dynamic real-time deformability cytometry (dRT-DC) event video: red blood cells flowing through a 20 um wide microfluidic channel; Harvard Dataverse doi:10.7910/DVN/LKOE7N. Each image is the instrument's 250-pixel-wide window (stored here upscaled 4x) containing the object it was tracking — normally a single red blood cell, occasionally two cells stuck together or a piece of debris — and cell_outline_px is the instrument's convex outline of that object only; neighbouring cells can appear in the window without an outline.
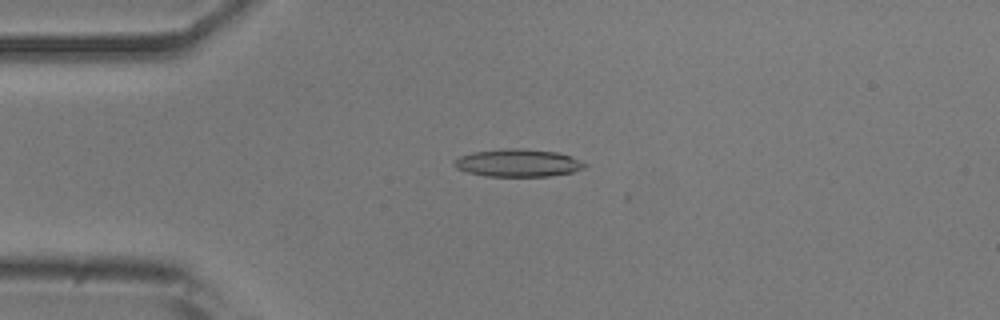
{"species": "common noctule bat (a hibernating species)", "species_latin": "Nyctalus noctula", "temperature_condition": "room temperature", "stored_images_in_passage": 51, "camera_frame_rate_fps": 3000, "um_per_image_px": 0.085, "animal": {"sex": "male", "body_mass_g": 20.5, "forearm_length_mm": 52.5}, "frame": {"image": 1, "passage_image": 12, "time_ms": 3.667, "image_size_px": [1000, 320], "cell_outline_px": [[588, 164], [584, 168], [572, 172], [552, 176], [484, 176], [468, 172], [456, 168], [452, 164], [460, 156], [472, 152], [504, 148], [520, 148], [556, 152], [572, 156]], "centroid_in_image_um": [44.04, 13.85], "position_along_channel_um": 41.0, "area_um2": 21.1}}
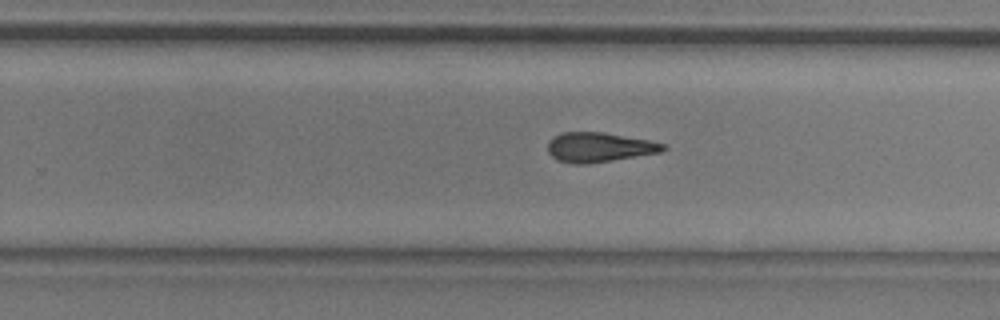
{"frame": {"image": 2, "passage_image": 32, "time_ms": 10.333, "image_size_px": [1000, 320], "cell_outline_px": [[668, 148], [660, 152], [588, 164], [572, 164], [556, 160], [548, 152], [548, 144], [552, 136], [560, 132], [604, 132], [648, 140], [664, 144]], "centroid_in_image_um": [50.88, 12.51], "position_along_channel_um": 278.9, "area_um2": 19.94}}
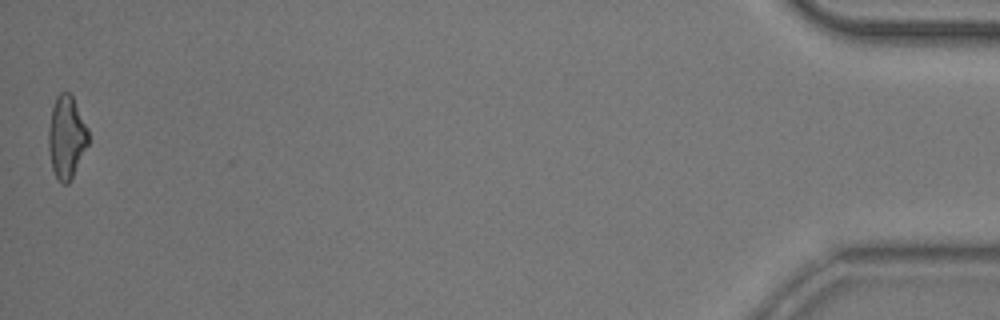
{"frame": {"image": 3, "passage_image": 51, "time_ms": 16.667, "image_size_px": [1000, 320], "cell_outline_px": [[88, 144], [68, 184], [60, 184], [52, 168], [48, 148], [48, 128], [52, 108], [56, 96], [60, 92], [68, 92], [72, 96], [88, 128]], "centroid_in_image_um": [5.63, 11.65], "position_along_channel_um": 429.6, "area_um2": 19.02}, "authors_computed_cell_mechanics": {"area_um2": 20.1722, "velocity_mm_per_s": 3.8926, "shape_relaxation_time_tau1_ms": 10.066, "shape_relaxation_time_tau2_ms": 4.3053, "deformation_change_tau1": 0.2375, "deformation_change_tau2": 0.1598}}